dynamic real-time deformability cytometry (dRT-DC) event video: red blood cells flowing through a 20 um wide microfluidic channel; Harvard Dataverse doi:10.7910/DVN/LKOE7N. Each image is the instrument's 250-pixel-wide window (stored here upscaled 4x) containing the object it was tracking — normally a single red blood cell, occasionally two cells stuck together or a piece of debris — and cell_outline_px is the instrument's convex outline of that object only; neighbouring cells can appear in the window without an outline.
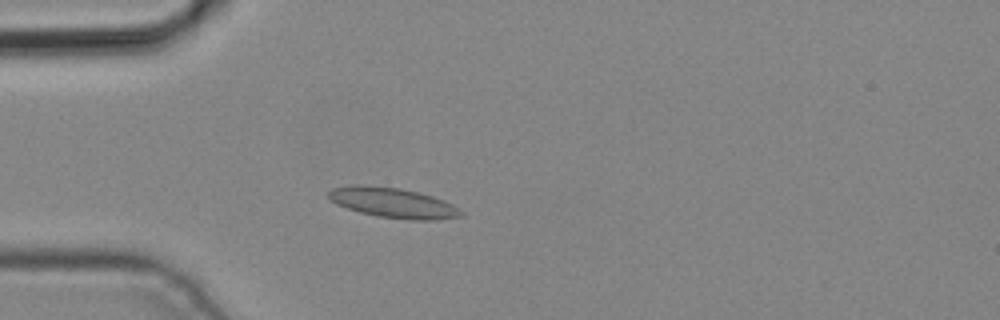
{"species": "common noctule bat (a hibernating species)", "species_latin": "Nyctalus noctula", "temperature_condition": "cold", "stored_images_in_passage": 4, "camera_frame_rate_fps": 3000, "um_per_image_px": 0.085, "animal": {"sex": "male", "body_mass_g": 19.2, "forearm_length_mm": 51.8}, "frame": {"image": 1, "passage_image": 4, "time_ms": 1.0, "image_size_px": [1000, 320], "cell_outline_px": [[464, 216], [432, 220], [408, 220], [376, 216], [360, 212], [336, 204], [328, 196], [328, 192], [332, 188], [352, 184], [360, 184], [400, 188], [432, 196], [444, 200], [452, 204], [464, 212]], "centroid_in_image_um": [33.41, 17.24], "position_along_channel_um": 51.6, "area_um2": 23.29}}